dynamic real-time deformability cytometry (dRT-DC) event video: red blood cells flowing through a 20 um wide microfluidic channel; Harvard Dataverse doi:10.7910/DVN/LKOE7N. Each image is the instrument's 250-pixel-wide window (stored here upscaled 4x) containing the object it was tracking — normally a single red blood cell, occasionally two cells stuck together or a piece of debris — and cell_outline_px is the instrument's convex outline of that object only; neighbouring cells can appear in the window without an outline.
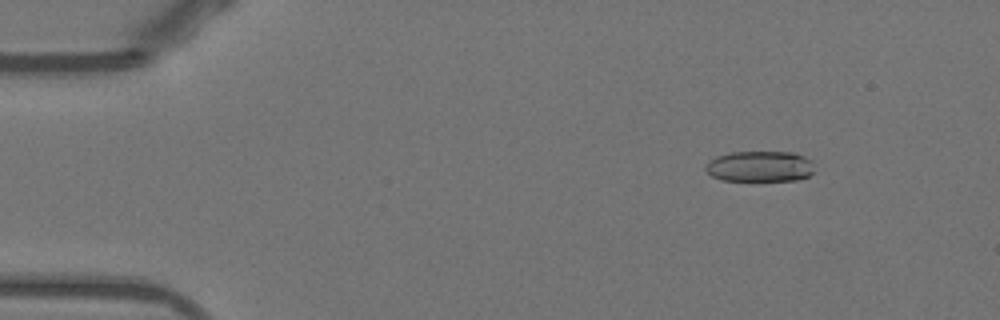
{"species": "Egyptian fruit bat (a non-hibernating species)", "species_latin": "Rousettus aegyptiacus", "temperature_condition": "warm", "stored_images_in_passage": 53, "camera_frame_rate_fps": 3000, "um_per_image_px": 0.085, "animal": {"sex": "female"}, "frame": {"image": 1, "passage_image": 7, "time_ms": 2.0, "image_size_px": [1000, 320], "cell_outline_px": [[812, 172], [808, 176], [796, 180], [724, 180], [712, 176], [704, 168], [708, 160], [716, 156], [728, 152], [792, 152], [804, 156], [812, 160]], "centroid_in_image_um": [64.56, 14.13], "position_along_channel_um": 20.4, "area_um2": 19.48}}
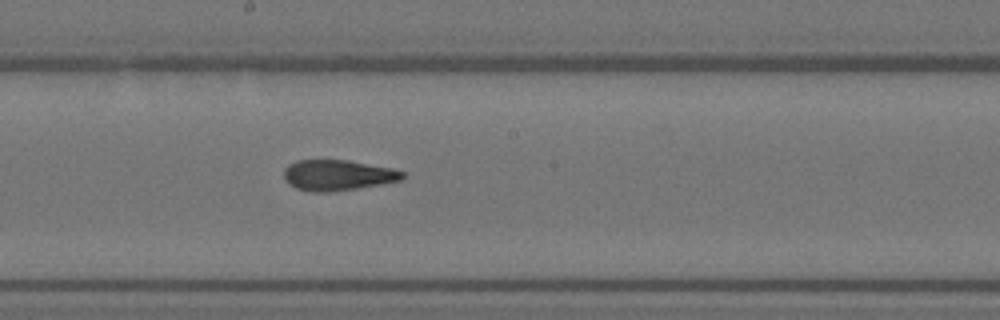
{"frame": {"image": 2, "passage_image": 29, "time_ms": 9.333, "image_size_px": [1000, 320], "cell_outline_px": [[404, 176], [400, 180], [380, 184], [356, 188], [328, 192], [312, 192], [296, 188], [288, 184], [284, 180], [284, 168], [288, 164], [296, 160], [348, 160], [392, 168], [404, 172]], "centroid_in_image_um": [28.65, 14.88], "position_along_channel_um": 219.5, "area_um2": 21.15}}
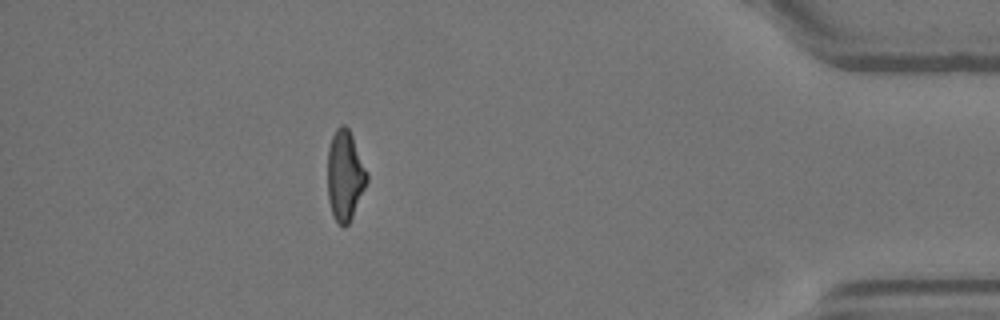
{"frame": {"image": 3, "passage_image": 47, "time_ms": 15.333, "image_size_px": [1000, 320], "cell_outline_px": [[368, 180], [352, 216], [348, 224], [344, 228], [336, 220], [332, 212], [328, 200], [328, 148], [332, 136], [336, 128], [340, 124], [344, 124], [348, 128], [352, 136], [368, 172]], "centroid_in_image_um": [29.32, 14.89], "position_along_channel_um": 405.9, "area_um2": 20.52}, "authors_computed_cell_mechanics": {"area_um2": 21.2704, "velocity_mm_per_s": 3.9199, "shape_relaxation_time_tau1_ms": null, "shape_relaxation_time_tau2_ms": 2.309, "deformation_change_tau1": null, "deformation_change_tau2": 0.1221}}